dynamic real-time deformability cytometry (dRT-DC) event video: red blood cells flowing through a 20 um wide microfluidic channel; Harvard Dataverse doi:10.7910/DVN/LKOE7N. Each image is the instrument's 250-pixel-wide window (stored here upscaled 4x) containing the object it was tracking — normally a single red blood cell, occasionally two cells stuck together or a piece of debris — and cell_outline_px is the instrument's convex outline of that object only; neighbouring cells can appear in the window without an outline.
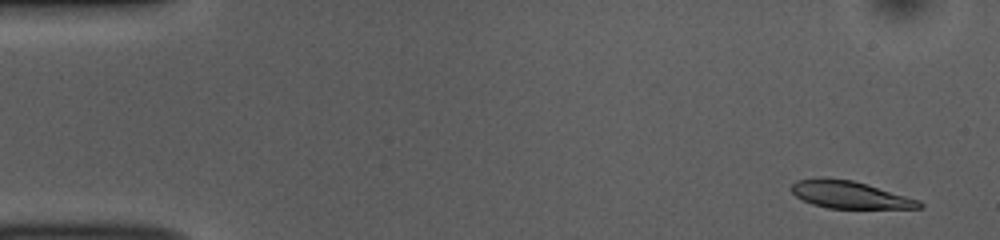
{"species": "common noctule bat (a hibernating species)", "species_latin": "Nyctalus noctula", "temperature_condition": "room temperature", "stored_images_in_passage": 52, "camera_frame_rate_fps": 3000, "um_per_image_px": 0.085, "animal": {"sex": "female", "body_mass_g": 10.0, "forearm_length_mm": 53.1}, "frame": {"image": 1, "passage_image": 3, "time_ms": 0.667, "image_size_px": [1000, 240], "cell_outline_px": [[924, 208], [828, 208], [812, 204], [796, 196], [788, 188], [796, 180], [852, 180], [868, 184], [920, 200], [924, 204]], "centroid_in_image_um": [72.3, 16.59], "position_along_channel_um": 12.7, "area_um2": 19.83}}
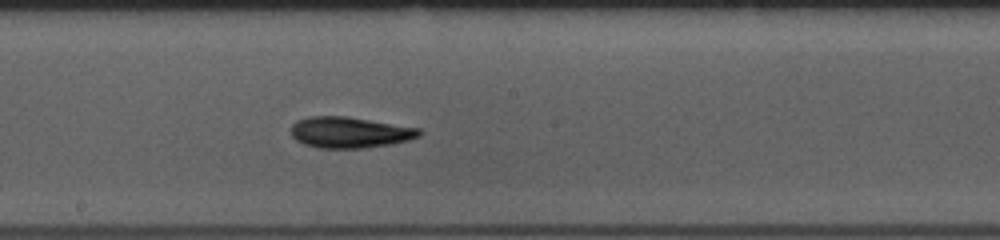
{"frame": {"image": 2, "passage_image": 28, "time_ms": 9.0, "image_size_px": [1000, 240], "cell_outline_px": [[424, 132], [420, 136], [408, 140], [392, 144], [364, 148], [316, 148], [304, 144], [296, 140], [292, 136], [292, 124], [296, 120], [308, 116], [348, 116], [420, 128]], "centroid_in_image_um": [29.74, 11.25], "position_along_channel_um": 218.5, "area_um2": 23.47}}
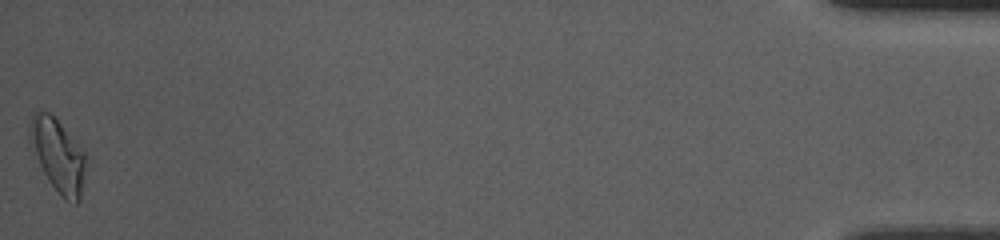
{"frame": {"image": 3, "passage_image": 52, "time_ms": 17.0, "image_size_px": [1000, 240], "cell_outline_px": [[88, 156], [80, 200], [76, 204], [64, 200], [48, 180], [28, 140], [28, 128], [32, 112], [36, 108], [48, 112], [60, 124]], "centroid_in_image_um": [4.92, 13.19], "position_along_channel_um": 430.3, "area_um2": 23.99}, "authors_computed_cell_mechanics": {"area_um2": 22.0507, "velocity_mm_per_s": 3.8256, "shape_relaxation_time_tau1_ms": 4.6954, "shape_relaxation_time_tau2_ms": 4.6451, "deformation_change_tau1": 0.145, "deformation_change_tau2": 0.1235}}